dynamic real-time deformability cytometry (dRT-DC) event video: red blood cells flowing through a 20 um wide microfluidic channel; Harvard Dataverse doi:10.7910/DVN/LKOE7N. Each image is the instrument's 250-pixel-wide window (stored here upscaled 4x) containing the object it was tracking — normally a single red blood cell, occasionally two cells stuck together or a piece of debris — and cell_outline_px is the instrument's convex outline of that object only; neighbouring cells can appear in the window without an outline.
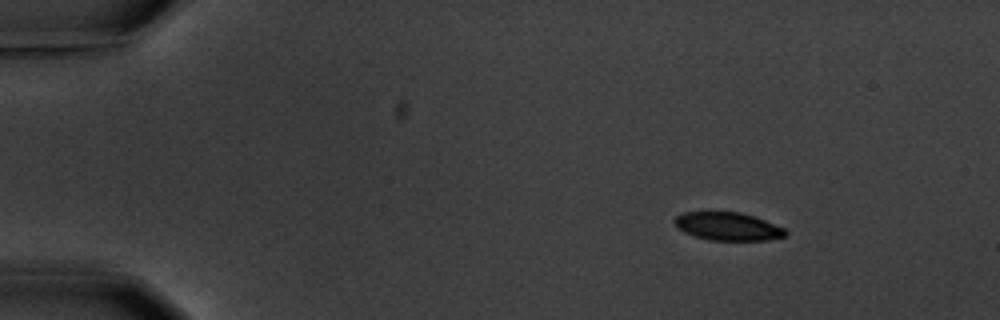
{"species": "common noctule bat (a hibernating species)", "species_latin": "Nyctalus noctula", "temperature_condition": "warm", "stored_images_in_passage": 4, "camera_frame_rate_fps": 3000, "um_per_image_px": 0.085, "animal": {"sex": "male", "body_mass_g": 20.1, "forearm_length_mm": 53.5}, "frame": {"image": 1, "passage_image": 1, "time_ms": 0.0, "image_size_px": [1000, 320], "cell_outline_px": [[788, 232], [784, 236], [764, 240], [708, 240], [684, 232], [676, 228], [672, 220], [676, 216], [684, 212], [740, 212], [764, 220], [784, 228]], "centroid_in_image_um": [61.81, 19.24], "position_along_channel_um": 23.2, "area_um2": 18.03}}
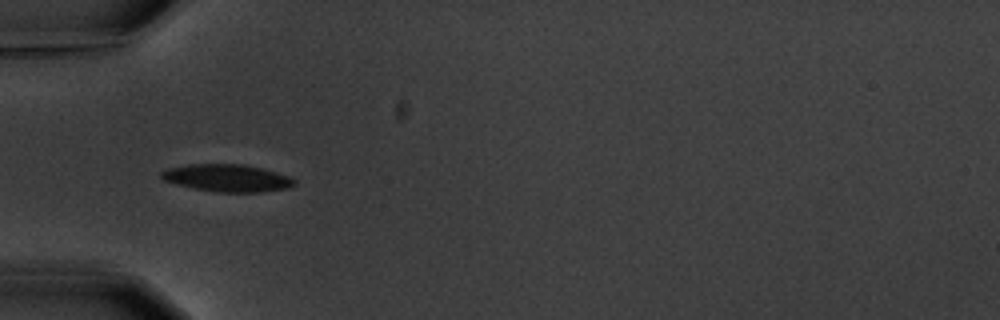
{"frame": {"image": 2, "passage_image": 4, "time_ms": 3.667, "image_size_px": [1000, 320], "cell_outline_px": [[296, 184], [288, 188], [260, 192], [216, 192], [192, 188], [176, 184], [164, 180], [160, 176], [160, 172], [168, 168], [188, 164], [244, 164], [276, 172], [288, 176], [296, 180]], "centroid_in_image_um": [19.3, 15.13], "position_along_channel_um": 65.7, "area_um2": 21.21}}